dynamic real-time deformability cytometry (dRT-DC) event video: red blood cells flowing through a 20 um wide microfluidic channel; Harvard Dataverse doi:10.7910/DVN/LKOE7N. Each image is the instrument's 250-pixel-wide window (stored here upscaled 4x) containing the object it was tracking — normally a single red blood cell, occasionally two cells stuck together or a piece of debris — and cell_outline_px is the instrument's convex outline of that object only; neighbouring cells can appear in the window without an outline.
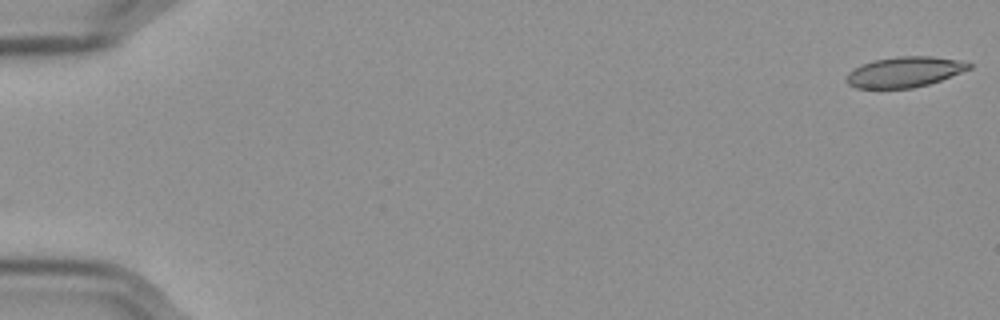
{"species": "Egyptian fruit bat (a non-hibernating species)", "species_latin": "Rousettus aegyptiacus", "temperature_condition": "cold", "stored_images_in_passage": 58, "camera_frame_rate_fps": 3000, "um_per_image_px": 0.085, "frame": {"image": 1, "passage_image": 1, "time_ms": 0.0, "image_size_px": [1000, 320], "cell_outline_px": [[972, 68], [940, 80], [928, 84], [912, 88], [856, 88], [848, 84], [844, 80], [848, 72], [852, 68], [860, 64], [872, 60], [896, 56], [932, 56], [956, 60], [972, 64]], "centroid_in_image_um": [76.81, 6.11], "position_along_channel_um": 8.2, "area_um2": 21.85}}
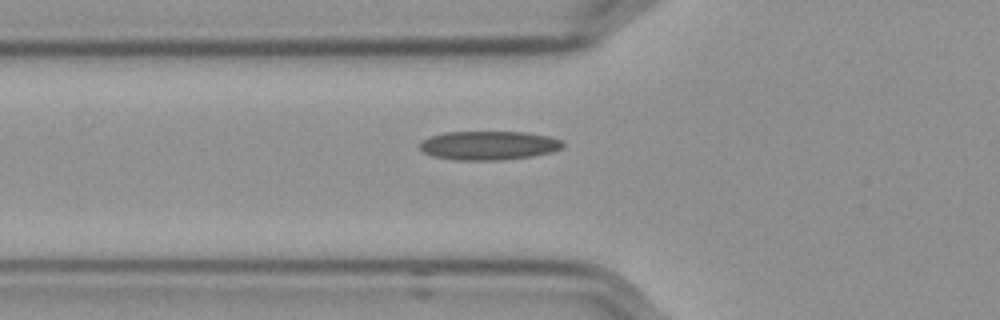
{"frame": {"image": 2, "passage_image": 21, "time_ms": 6.667, "image_size_px": [1000, 320], "cell_outline_px": [[564, 144], [560, 148], [552, 152], [532, 156], [500, 160], [452, 160], [432, 156], [424, 152], [420, 148], [420, 144], [424, 140], [432, 136], [444, 132], [524, 132], [548, 136], [560, 140]], "centroid_in_image_um": [41.53, 12.37], "position_along_channel_um": 84.3, "area_um2": 23.93}}
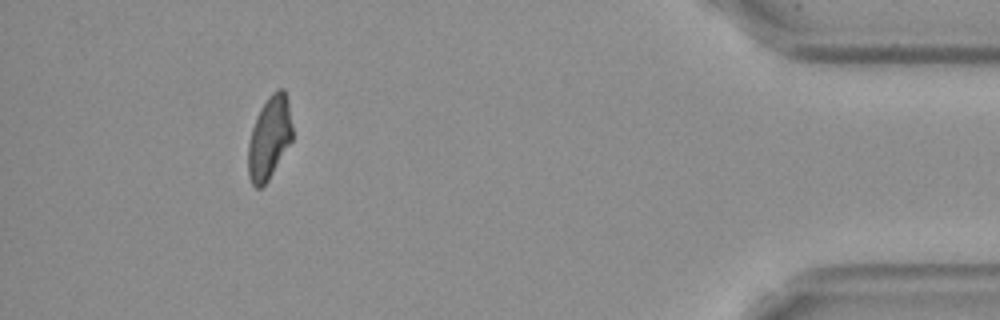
{"frame": {"image": 3, "passage_image": 53, "time_ms": 17.333, "image_size_px": [1000, 320], "cell_outline_px": [[292, 140], [268, 180], [260, 188], [256, 188], [252, 184], [248, 176], [248, 144], [252, 128], [260, 108], [268, 96], [276, 88], [284, 88], [288, 100], [292, 124]], "centroid_in_image_um": [22.89, 11.68], "position_along_channel_um": 412.3, "area_um2": 21.39}, "authors_computed_cell_mechanics": {"area_um2": 22.7443, "velocity_mm_per_s": 3.5669, "shape_relaxation_time_tau1_ms": null, "shape_relaxation_time_tau2_ms": 3.649, "deformation_change_tau1": null, "deformation_change_tau2": 0.0942}}